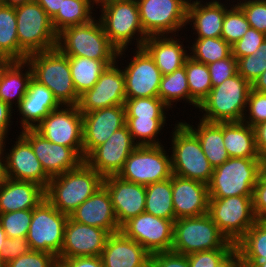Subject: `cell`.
Wrapping results in <instances>:
<instances>
[{"label":"cell","instance_id":"6da1fadb","mask_svg":"<svg viewBox=\"0 0 266 267\" xmlns=\"http://www.w3.org/2000/svg\"><path fill=\"white\" fill-rule=\"evenodd\" d=\"M103 185V177L83 161L76 169L52 177L45 198L61 213L70 216Z\"/></svg>","mask_w":266,"mask_h":267},{"label":"cell","instance_id":"7a4b0ae2","mask_svg":"<svg viewBox=\"0 0 266 267\" xmlns=\"http://www.w3.org/2000/svg\"><path fill=\"white\" fill-rule=\"evenodd\" d=\"M95 4L96 8L101 6L99 10L101 15L97 19L101 22L111 44L118 50L117 59L123 58L133 39L136 40L135 49L143 47L148 37L140 23L137 1L95 2Z\"/></svg>","mask_w":266,"mask_h":267},{"label":"cell","instance_id":"3957f363","mask_svg":"<svg viewBox=\"0 0 266 267\" xmlns=\"http://www.w3.org/2000/svg\"><path fill=\"white\" fill-rule=\"evenodd\" d=\"M56 48L68 57L100 61H117L118 55L96 16L85 24L69 26L57 33Z\"/></svg>","mask_w":266,"mask_h":267},{"label":"cell","instance_id":"277c9868","mask_svg":"<svg viewBox=\"0 0 266 267\" xmlns=\"http://www.w3.org/2000/svg\"><path fill=\"white\" fill-rule=\"evenodd\" d=\"M251 88L252 85L237 72L212 87L198 106L199 112L204 113L199 119L213 123L243 121Z\"/></svg>","mask_w":266,"mask_h":267},{"label":"cell","instance_id":"5b68a950","mask_svg":"<svg viewBox=\"0 0 266 267\" xmlns=\"http://www.w3.org/2000/svg\"><path fill=\"white\" fill-rule=\"evenodd\" d=\"M26 62L32 70V77L45 85L61 105H77V94L69 66V57L57 48L32 53Z\"/></svg>","mask_w":266,"mask_h":267},{"label":"cell","instance_id":"8992f818","mask_svg":"<svg viewBox=\"0 0 266 267\" xmlns=\"http://www.w3.org/2000/svg\"><path fill=\"white\" fill-rule=\"evenodd\" d=\"M172 130V174L209 184L214 168L206 158L197 136L178 121Z\"/></svg>","mask_w":266,"mask_h":267},{"label":"cell","instance_id":"52a82bcc","mask_svg":"<svg viewBox=\"0 0 266 267\" xmlns=\"http://www.w3.org/2000/svg\"><path fill=\"white\" fill-rule=\"evenodd\" d=\"M208 213L174 221L172 251L184 255L213 249H234Z\"/></svg>","mask_w":266,"mask_h":267},{"label":"cell","instance_id":"ba28073f","mask_svg":"<svg viewBox=\"0 0 266 267\" xmlns=\"http://www.w3.org/2000/svg\"><path fill=\"white\" fill-rule=\"evenodd\" d=\"M260 173V158L230 157L214 169L208 184L209 197L252 196Z\"/></svg>","mask_w":266,"mask_h":267},{"label":"cell","instance_id":"9c48e42d","mask_svg":"<svg viewBox=\"0 0 266 267\" xmlns=\"http://www.w3.org/2000/svg\"><path fill=\"white\" fill-rule=\"evenodd\" d=\"M15 14L19 46L28 55L56 48L51 18L35 0L15 6Z\"/></svg>","mask_w":266,"mask_h":267},{"label":"cell","instance_id":"30bf717a","mask_svg":"<svg viewBox=\"0 0 266 267\" xmlns=\"http://www.w3.org/2000/svg\"><path fill=\"white\" fill-rule=\"evenodd\" d=\"M69 216L57 210L46 198L32 209V221L27 233L30 250L60 254L65 225Z\"/></svg>","mask_w":266,"mask_h":267},{"label":"cell","instance_id":"8fae6325","mask_svg":"<svg viewBox=\"0 0 266 267\" xmlns=\"http://www.w3.org/2000/svg\"><path fill=\"white\" fill-rule=\"evenodd\" d=\"M164 147L163 145L137 146L117 176L144 186L171 178V156Z\"/></svg>","mask_w":266,"mask_h":267},{"label":"cell","instance_id":"7c38bea8","mask_svg":"<svg viewBox=\"0 0 266 267\" xmlns=\"http://www.w3.org/2000/svg\"><path fill=\"white\" fill-rule=\"evenodd\" d=\"M208 214L221 233L234 244L257 221L252 196L209 198Z\"/></svg>","mask_w":266,"mask_h":267},{"label":"cell","instance_id":"4fadbf2b","mask_svg":"<svg viewBox=\"0 0 266 267\" xmlns=\"http://www.w3.org/2000/svg\"><path fill=\"white\" fill-rule=\"evenodd\" d=\"M137 3L147 37L179 35L178 31L186 28L189 0H137Z\"/></svg>","mask_w":266,"mask_h":267},{"label":"cell","instance_id":"5bb4252c","mask_svg":"<svg viewBox=\"0 0 266 267\" xmlns=\"http://www.w3.org/2000/svg\"><path fill=\"white\" fill-rule=\"evenodd\" d=\"M35 130L52 143L72 148L83 159V115L77 105H61Z\"/></svg>","mask_w":266,"mask_h":267},{"label":"cell","instance_id":"9a60e30c","mask_svg":"<svg viewBox=\"0 0 266 267\" xmlns=\"http://www.w3.org/2000/svg\"><path fill=\"white\" fill-rule=\"evenodd\" d=\"M120 231L150 254L172 250L174 220L143 212L125 222Z\"/></svg>","mask_w":266,"mask_h":267},{"label":"cell","instance_id":"2e32d148","mask_svg":"<svg viewBox=\"0 0 266 267\" xmlns=\"http://www.w3.org/2000/svg\"><path fill=\"white\" fill-rule=\"evenodd\" d=\"M6 140V138L0 139V147L4 157L5 177L32 181L46 189L51 178L43 170L31 144L20 134L12 148L8 149V152L5 148Z\"/></svg>","mask_w":266,"mask_h":267},{"label":"cell","instance_id":"e0dca14e","mask_svg":"<svg viewBox=\"0 0 266 267\" xmlns=\"http://www.w3.org/2000/svg\"><path fill=\"white\" fill-rule=\"evenodd\" d=\"M118 64L117 59L114 64L107 66L96 84L80 95L77 107L82 114L115 105H125L124 72Z\"/></svg>","mask_w":266,"mask_h":267},{"label":"cell","instance_id":"ac0fdd59","mask_svg":"<svg viewBox=\"0 0 266 267\" xmlns=\"http://www.w3.org/2000/svg\"><path fill=\"white\" fill-rule=\"evenodd\" d=\"M137 146L125 125L115 131L105 143L96 147L84 161L103 178L118 175Z\"/></svg>","mask_w":266,"mask_h":267},{"label":"cell","instance_id":"d6986e66","mask_svg":"<svg viewBox=\"0 0 266 267\" xmlns=\"http://www.w3.org/2000/svg\"><path fill=\"white\" fill-rule=\"evenodd\" d=\"M131 62L123 66L126 98L158 97L162 73L143 48L135 50Z\"/></svg>","mask_w":266,"mask_h":267},{"label":"cell","instance_id":"ffe728a7","mask_svg":"<svg viewBox=\"0 0 266 267\" xmlns=\"http://www.w3.org/2000/svg\"><path fill=\"white\" fill-rule=\"evenodd\" d=\"M19 134L31 144L34 154L50 178L76 169L84 161L72 148L52 143L35 129H25Z\"/></svg>","mask_w":266,"mask_h":267},{"label":"cell","instance_id":"44dd1931","mask_svg":"<svg viewBox=\"0 0 266 267\" xmlns=\"http://www.w3.org/2000/svg\"><path fill=\"white\" fill-rule=\"evenodd\" d=\"M83 115V160L117 130L126 125L125 105H115Z\"/></svg>","mask_w":266,"mask_h":267},{"label":"cell","instance_id":"7402d4cb","mask_svg":"<svg viewBox=\"0 0 266 267\" xmlns=\"http://www.w3.org/2000/svg\"><path fill=\"white\" fill-rule=\"evenodd\" d=\"M110 233L94 226L67 220L64 240L57 258L101 256Z\"/></svg>","mask_w":266,"mask_h":267},{"label":"cell","instance_id":"603a6c76","mask_svg":"<svg viewBox=\"0 0 266 267\" xmlns=\"http://www.w3.org/2000/svg\"><path fill=\"white\" fill-rule=\"evenodd\" d=\"M119 226L145 211L146 189L144 185L121 179L117 175L103 178Z\"/></svg>","mask_w":266,"mask_h":267},{"label":"cell","instance_id":"cb8c5ba5","mask_svg":"<svg viewBox=\"0 0 266 267\" xmlns=\"http://www.w3.org/2000/svg\"><path fill=\"white\" fill-rule=\"evenodd\" d=\"M208 185L172 174V201L176 220L208 213Z\"/></svg>","mask_w":266,"mask_h":267},{"label":"cell","instance_id":"d4e9b609","mask_svg":"<svg viewBox=\"0 0 266 267\" xmlns=\"http://www.w3.org/2000/svg\"><path fill=\"white\" fill-rule=\"evenodd\" d=\"M72 220L102 228L110 234L120 231L110 194L102 185L69 216Z\"/></svg>","mask_w":266,"mask_h":267},{"label":"cell","instance_id":"484cf974","mask_svg":"<svg viewBox=\"0 0 266 267\" xmlns=\"http://www.w3.org/2000/svg\"><path fill=\"white\" fill-rule=\"evenodd\" d=\"M61 104L53 93L33 77L29 81L27 93L17 106L19 111L21 130L35 129V127L49 115L50 112L59 108Z\"/></svg>","mask_w":266,"mask_h":267},{"label":"cell","instance_id":"4316f807","mask_svg":"<svg viewBox=\"0 0 266 267\" xmlns=\"http://www.w3.org/2000/svg\"><path fill=\"white\" fill-rule=\"evenodd\" d=\"M191 1L187 7V26L191 23L196 38L221 37L225 13L232 5L229 3L226 6L219 0H210L204 4L202 0Z\"/></svg>","mask_w":266,"mask_h":267},{"label":"cell","instance_id":"83f0119b","mask_svg":"<svg viewBox=\"0 0 266 267\" xmlns=\"http://www.w3.org/2000/svg\"><path fill=\"white\" fill-rule=\"evenodd\" d=\"M100 257L104 267H140L151 254L119 231L109 235Z\"/></svg>","mask_w":266,"mask_h":267},{"label":"cell","instance_id":"f1b7e54d","mask_svg":"<svg viewBox=\"0 0 266 267\" xmlns=\"http://www.w3.org/2000/svg\"><path fill=\"white\" fill-rule=\"evenodd\" d=\"M176 36L178 35L149 36L144 41L143 48L153 58L162 75L182 68L189 57L187 49L185 50L189 49V44L184 46L183 41Z\"/></svg>","mask_w":266,"mask_h":267},{"label":"cell","instance_id":"f546056e","mask_svg":"<svg viewBox=\"0 0 266 267\" xmlns=\"http://www.w3.org/2000/svg\"><path fill=\"white\" fill-rule=\"evenodd\" d=\"M45 198V189L32 181L4 178L0 185V213L34 209Z\"/></svg>","mask_w":266,"mask_h":267},{"label":"cell","instance_id":"4dcf8cb0","mask_svg":"<svg viewBox=\"0 0 266 267\" xmlns=\"http://www.w3.org/2000/svg\"><path fill=\"white\" fill-rule=\"evenodd\" d=\"M199 120L196 127L186 121L183 123L197 136L206 158L215 169L230 158L223 141V122Z\"/></svg>","mask_w":266,"mask_h":267},{"label":"cell","instance_id":"1f68e13d","mask_svg":"<svg viewBox=\"0 0 266 267\" xmlns=\"http://www.w3.org/2000/svg\"><path fill=\"white\" fill-rule=\"evenodd\" d=\"M223 141L230 157L260 158L254 128L243 121L223 122Z\"/></svg>","mask_w":266,"mask_h":267},{"label":"cell","instance_id":"d6a6232c","mask_svg":"<svg viewBox=\"0 0 266 267\" xmlns=\"http://www.w3.org/2000/svg\"><path fill=\"white\" fill-rule=\"evenodd\" d=\"M31 78L32 70L26 60L13 61L0 79V99L12 108L17 107L27 93Z\"/></svg>","mask_w":266,"mask_h":267},{"label":"cell","instance_id":"836d02e7","mask_svg":"<svg viewBox=\"0 0 266 267\" xmlns=\"http://www.w3.org/2000/svg\"><path fill=\"white\" fill-rule=\"evenodd\" d=\"M116 61H100L87 57H69L72 81L80 96L90 90L98 81L102 72Z\"/></svg>","mask_w":266,"mask_h":267},{"label":"cell","instance_id":"e575fe53","mask_svg":"<svg viewBox=\"0 0 266 267\" xmlns=\"http://www.w3.org/2000/svg\"><path fill=\"white\" fill-rule=\"evenodd\" d=\"M145 211L156 217L167 220H176L172 201V175L171 178L151 183L145 186Z\"/></svg>","mask_w":266,"mask_h":267},{"label":"cell","instance_id":"d590c367","mask_svg":"<svg viewBox=\"0 0 266 267\" xmlns=\"http://www.w3.org/2000/svg\"><path fill=\"white\" fill-rule=\"evenodd\" d=\"M0 53L14 61H25L28 54L19 46L15 7L0 4Z\"/></svg>","mask_w":266,"mask_h":267},{"label":"cell","instance_id":"8d00e7d4","mask_svg":"<svg viewBox=\"0 0 266 267\" xmlns=\"http://www.w3.org/2000/svg\"><path fill=\"white\" fill-rule=\"evenodd\" d=\"M94 3L95 0H62L61 8L51 19L54 30L59 33L66 27L85 24L92 20L95 15Z\"/></svg>","mask_w":266,"mask_h":267},{"label":"cell","instance_id":"74e56055","mask_svg":"<svg viewBox=\"0 0 266 267\" xmlns=\"http://www.w3.org/2000/svg\"><path fill=\"white\" fill-rule=\"evenodd\" d=\"M158 97L172 110L173 103L182 100L198 109V105L190 98L185 66L173 73L163 75L160 82ZM172 105V106H171Z\"/></svg>","mask_w":266,"mask_h":267},{"label":"cell","instance_id":"f35d334b","mask_svg":"<svg viewBox=\"0 0 266 267\" xmlns=\"http://www.w3.org/2000/svg\"><path fill=\"white\" fill-rule=\"evenodd\" d=\"M235 247L243 262L266 260V220H257Z\"/></svg>","mask_w":266,"mask_h":267},{"label":"cell","instance_id":"ab89813d","mask_svg":"<svg viewBox=\"0 0 266 267\" xmlns=\"http://www.w3.org/2000/svg\"><path fill=\"white\" fill-rule=\"evenodd\" d=\"M189 48V56L206 65L225 59L232 54V48L223 38H195Z\"/></svg>","mask_w":266,"mask_h":267},{"label":"cell","instance_id":"60d3db41","mask_svg":"<svg viewBox=\"0 0 266 267\" xmlns=\"http://www.w3.org/2000/svg\"><path fill=\"white\" fill-rule=\"evenodd\" d=\"M166 122V118L126 117V125L138 146L163 145L162 140L159 141L156 137L167 124Z\"/></svg>","mask_w":266,"mask_h":267},{"label":"cell","instance_id":"b9f144b4","mask_svg":"<svg viewBox=\"0 0 266 267\" xmlns=\"http://www.w3.org/2000/svg\"><path fill=\"white\" fill-rule=\"evenodd\" d=\"M190 98L199 106L212 89L208 66L190 56L185 61Z\"/></svg>","mask_w":266,"mask_h":267},{"label":"cell","instance_id":"7bdbcfd3","mask_svg":"<svg viewBox=\"0 0 266 267\" xmlns=\"http://www.w3.org/2000/svg\"><path fill=\"white\" fill-rule=\"evenodd\" d=\"M170 108L159 97L126 98V117L168 118Z\"/></svg>","mask_w":266,"mask_h":267},{"label":"cell","instance_id":"ee69618b","mask_svg":"<svg viewBox=\"0 0 266 267\" xmlns=\"http://www.w3.org/2000/svg\"><path fill=\"white\" fill-rule=\"evenodd\" d=\"M250 27L242 9L234 3L225 13L221 38L233 45L240 40Z\"/></svg>","mask_w":266,"mask_h":267},{"label":"cell","instance_id":"f6af8a7d","mask_svg":"<svg viewBox=\"0 0 266 267\" xmlns=\"http://www.w3.org/2000/svg\"><path fill=\"white\" fill-rule=\"evenodd\" d=\"M266 70V39L249 56L237 59V72L251 85Z\"/></svg>","mask_w":266,"mask_h":267},{"label":"cell","instance_id":"bcb514c9","mask_svg":"<svg viewBox=\"0 0 266 267\" xmlns=\"http://www.w3.org/2000/svg\"><path fill=\"white\" fill-rule=\"evenodd\" d=\"M7 238L26 237L32 221V209L0 213Z\"/></svg>","mask_w":266,"mask_h":267},{"label":"cell","instance_id":"7dc6e473","mask_svg":"<svg viewBox=\"0 0 266 267\" xmlns=\"http://www.w3.org/2000/svg\"><path fill=\"white\" fill-rule=\"evenodd\" d=\"M236 4L246 15L250 27L266 34V0H237Z\"/></svg>","mask_w":266,"mask_h":267},{"label":"cell","instance_id":"c3c4849f","mask_svg":"<svg viewBox=\"0 0 266 267\" xmlns=\"http://www.w3.org/2000/svg\"><path fill=\"white\" fill-rule=\"evenodd\" d=\"M265 121L266 93L258 92L251 88L248 95L247 109L243 122L254 128Z\"/></svg>","mask_w":266,"mask_h":267},{"label":"cell","instance_id":"681fc988","mask_svg":"<svg viewBox=\"0 0 266 267\" xmlns=\"http://www.w3.org/2000/svg\"><path fill=\"white\" fill-rule=\"evenodd\" d=\"M266 39V34L249 27L243 37L231 45L232 55L236 58L253 55Z\"/></svg>","mask_w":266,"mask_h":267},{"label":"cell","instance_id":"f907efd6","mask_svg":"<svg viewBox=\"0 0 266 267\" xmlns=\"http://www.w3.org/2000/svg\"><path fill=\"white\" fill-rule=\"evenodd\" d=\"M58 265L55 255L30 250L27 254L8 262L6 267H57Z\"/></svg>","mask_w":266,"mask_h":267},{"label":"cell","instance_id":"816d5d0a","mask_svg":"<svg viewBox=\"0 0 266 267\" xmlns=\"http://www.w3.org/2000/svg\"><path fill=\"white\" fill-rule=\"evenodd\" d=\"M207 66L213 87L222 84L237 73V59L232 54Z\"/></svg>","mask_w":266,"mask_h":267},{"label":"cell","instance_id":"f5cc1de1","mask_svg":"<svg viewBox=\"0 0 266 267\" xmlns=\"http://www.w3.org/2000/svg\"><path fill=\"white\" fill-rule=\"evenodd\" d=\"M233 249H213L188 254L190 267H215Z\"/></svg>","mask_w":266,"mask_h":267},{"label":"cell","instance_id":"db71d44e","mask_svg":"<svg viewBox=\"0 0 266 267\" xmlns=\"http://www.w3.org/2000/svg\"><path fill=\"white\" fill-rule=\"evenodd\" d=\"M30 251L26 237L6 238L4 247L0 250V261L4 264L25 255Z\"/></svg>","mask_w":266,"mask_h":267},{"label":"cell","instance_id":"11a10c76","mask_svg":"<svg viewBox=\"0 0 266 267\" xmlns=\"http://www.w3.org/2000/svg\"><path fill=\"white\" fill-rule=\"evenodd\" d=\"M154 267H190L188 256L171 251L151 254Z\"/></svg>","mask_w":266,"mask_h":267},{"label":"cell","instance_id":"9f6ffc18","mask_svg":"<svg viewBox=\"0 0 266 267\" xmlns=\"http://www.w3.org/2000/svg\"><path fill=\"white\" fill-rule=\"evenodd\" d=\"M252 202L257 220H266V179L261 174L253 189Z\"/></svg>","mask_w":266,"mask_h":267},{"label":"cell","instance_id":"6f0895ef","mask_svg":"<svg viewBox=\"0 0 266 267\" xmlns=\"http://www.w3.org/2000/svg\"><path fill=\"white\" fill-rule=\"evenodd\" d=\"M60 267H104L100 256L57 258Z\"/></svg>","mask_w":266,"mask_h":267},{"label":"cell","instance_id":"680465c9","mask_svg":"<svg viewBox=\"0 0 266 267\" xmlns=\"http://www.w3.org/2000/svg\"><path fill=\"white\" fill-rule=\"evenodd\" d=\"M12 110L14 111L10 105L0 99V139L8 138V130L12 128L10 127L12 125L11 118L13 119Z\"/></svg>","mask_w":266,"mask_h":267},{"label":"cell","instance_id":"91938a15","mask_svg":"<svg viewBox=\"0 0 266 267\" xmlns=\"http://www.w3.org/2000/svg\"><path fill=\"white\" fill-rule=\"evenodd\" d=\"M254 131L259 157L266 158V121L255 126Z\"/></svg>","mask_w":266,"mask_h":267},{"label":"cell","instance_id":"94428289","mask_svg":"<svg viewBox=\"0 0 266 267\" xmlns=\"http://www.w3.org/2000/svg\"><path fill=\"white\" fill-rule=\"evenodd\" d=\"M52 19L62 5V0H35Z\"/></svg>","mask_w":266,"mask_h":267},{"label":"cell","instance_id":"6125c7cd","mask_svg":"<svg viewBox=\"0 0 266 267\" xmlns=\"http://www.w3.org/2000/svg\"><path fill=\"white\" fill-rule=\"evenodd\" d=\"M240 256L237 248L235 247L220 263L215 267H234L239 261Z\"/></svg>","mask_w":266,"mask_h":267},{"label":"cell","instance_id":"be15d7a7","mask_svg":"<svg viewBox=\"0 0 266 267\" xmlns=\"http://www.w3.org/2000/svg\"><path fill=\"white\" fill-rule=\"evenodd\" d=\"M252 89L266 93V70L253 82Z\"/></svg>","mask_w":266,"mask_h":267},{"label":"cell","instance_id":"e7e4bbea","mask_svg":"<svg viewBox=\"0 0 266 267\" xmlns=\"http://www.w3.org/2000/svg\"><path fill=\"white\" fill-rule=\"evenodd\" d=\"M13 61L14 60H12L8 55L0 53V79L4 71L10 66Z\"/></svg>","mask_w":266,"mask_h":267},{"label":"cell","instance_id":"03108f58","mask_svg":"<svg viewBox=\"0 0 266 267\" xmlns=\"http://www.w3.org/2000/svg\"><path fill=\"white\" fill-rule=\"evenodd\" d=\"M29 1H32V0H2V4L15 7V6L27 3Z\"/></svg>","mask_w":266,"mask_h":267},{"label":"cell","instance_id":"003e7915","mask_svg":"<svg viewBox=\"0 0 266 267\" xmlns=\"http://www.w3.org/2000/svg\"><path fill=\"white\" fill-rule=\"evenodd\" d=\"M4 178H5V174H4V157H3L2 149L0 147V185L3 182Z\"/></svg>","mask_w":266,"mask_h":267},{"label":"cell","instance_id":"a7ac6f4b","mask_svg":"<svg viewBox=\"0 0 266 267\" xmlns=\"http://www.w3.org/2000/svg\"><path fill=\"white\" fill-rule=\"evenodd\" d=\"M7 238V235L2 227L1 221H0V250L4 247V242Z\"/></svg>","mask_w":266,"mask_h":267},{"label":"cell","instance_id":"89a4df30","mask_svg":"<svg viewBox=\"0 0 266 267\" xmlns=\"http://www.w3.org/2000/svg\"><path fill=\"white\" fill-rule=\"evenodd\" d=\"M252 267H266V260L260 262H244Z\"/></svg>","mask_w":266,"mask_h":267},{"label":"cell","instance_id":"2644e50d","mask_svg":"<svg viewBox=\"0 0 266 267\" xmlns=\"http://www.w3.org/2000/svg\"><path fill=\"white\" fill-rule=\"evenodd\" d=\"M260 174L266 179V158L261 159V173Z\"/></svg>","mask_w":266,"mask_h":267},{"label":"cell","instance_id":"8c879c8a","mask_svg":"<svg viewBox=\"0 0 266 267\" xmlns=\"http://www.w3.org/2000/svg\"><path fill=\"white\" fill-rule=\"evenodd\" d=\"M234 267H252L249 264L244 263L242 260H240Z\"/></svg>","mask_w":266,"mask_h":267},{"label":"cell","instance_id":"753ad0ef","mask_svg":"<svg viewBox=\"0 0 266 267\" xmlns=\"http://www.w3.org/2000/svg\"><path fill=\"white\" fill-rule=\"evenodd\" d=\"M140 267H154L151 258L144 265H142Z\"/></svg>","mask_w":266,"mask_h":267},{"label":"cell","instance_id":"34e18365","mask_svg":"<svg viewBox=\"0 0 266 267\" xmlns=\"http://www.w3.org/2000/svg\"><path fill=\"white\" fill-rule=\"evenodd\" d=\"M111 1H125V0H95V2H111ZM128 1H137V0H128Z\"/></svg>","mask_w":266,"mask_h":267},{"label":"cell","instance_id":"11e5206c","mask_svg":"<svg viewBox=\"0 0 266 267\" xmlns=\"http://www.w3.org/2000/svg\"><path fill=\"white\" fill-rule=\"evenodd\" d=\"M0 267H6V264H4L2 261H0Z\"/></svg>","mask_w":266,"mask_h":267}]
</instances>
